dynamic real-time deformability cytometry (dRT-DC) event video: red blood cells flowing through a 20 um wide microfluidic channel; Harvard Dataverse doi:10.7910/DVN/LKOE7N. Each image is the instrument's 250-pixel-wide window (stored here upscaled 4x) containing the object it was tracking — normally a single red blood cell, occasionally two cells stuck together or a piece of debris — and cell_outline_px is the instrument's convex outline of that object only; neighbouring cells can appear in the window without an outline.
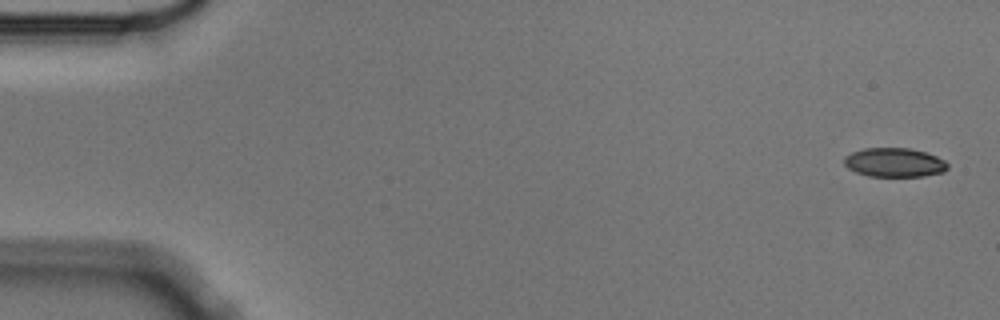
{"species": "Egyptian fruit bat (a non-hibernating species)", "species_latin": "Rousettus aegyptiacus", "temperature_condition": "cold", "stored_images_in_passage": 5, "camera_frame_rate_fps": 3000, "um_per_image_px": 0.085, "animal": {"sex": "male"}, "frame": {"image": 1, "passage_image": 1, "time_ms": 0.0, "image_size_px": [1000, 320], "cell_outline_px": [[948, 168], [944, 172], [924, 176], [868, 176], [856, 172], [848, 168], [844, 164], [844, 156], [852, 152], [864, 148], [908, 148], [924, 152], [936, 156], [944, 160], [948, 164]], "centroid_in_image_um": [76.01, 13.81], "position_along_channel_um": 9.0, "area_um2": 17.51}}